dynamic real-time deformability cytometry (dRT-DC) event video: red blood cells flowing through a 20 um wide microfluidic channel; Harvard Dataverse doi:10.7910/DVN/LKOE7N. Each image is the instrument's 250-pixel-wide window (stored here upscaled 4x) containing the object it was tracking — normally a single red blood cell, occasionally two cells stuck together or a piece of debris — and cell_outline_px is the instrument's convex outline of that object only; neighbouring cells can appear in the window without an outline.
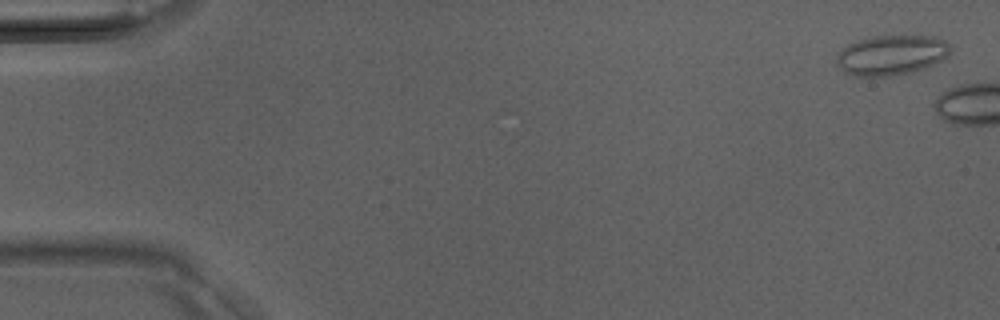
{"species": "Egyptian fruit bat (a non-hibernating species)", "species_latin": "Rousettus aegyptiacus", "temperature_condition": "room temperature", "stored_images_in_passage": 5, "camera_frame_rate_fps": 3000, "um_per_image_px": 0.085, "animal": {"sex": "male"}, "frame": {"image": 1, "passage_image": 2, "time_ms": 0.333, "image_size_px": [1000, 320], "cell_outline_px": [[952, 48], [948, 56], [944, 60], [924, 68], [892, 76], [852, 76], [844, 72], [836, 64], [836, 60], [840, 52], [848, 44], [872, 36], [936, 36], [944, 40]], "centroid_in_image_um": [75.79, 4.68], "position_along_channel_um": 9.2, "area_um2": 26.53}}